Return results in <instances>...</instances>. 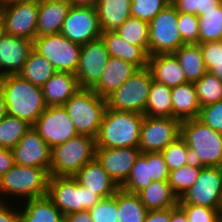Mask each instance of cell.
Instances as JSON below:
<instances>
[{"label": "cell", "mask_w": 222, "mask_h": 222, "mask_svg": "<svg viewBox=\"0 0 222 222\" xmlns=\"http://www.w3.org/2000/svg\"><path fill=\"white\" fill-rule=\"evenodd\" d=\"M137 195L148 211L170 209L179 204V198L168 181H152Z\"/></svg>", "instance_id": "obj_29"}, {"label": "cell", "mask_w": 222, "mask_h": 222, "mask_svg": "<svg viewBox=\"0 0 222 222\" xmlns=\"http://www.w3.org/2000/svg\"><path fill=\"white\" fill-rule=\"evenodd\" d=\"M12 152L15 164L50 170L51 148L33 126L23 135Z\"/></svg>", "instance_id": "obj_17"}, {"label": "cell", "mask_w": 222, "mask_h": 222, "mask_svg": "<svg viewBox=\"0 0 222 222\" xmlns=\"http://www.w3.org/2000/svg\"><path fill=\"white\" fill-rule=\"evenodd\" d=\"M153 76L150 69H139L106 99L108 109L145 114Z\"/></svg>", "instance_id": "obj_8"}, {"label": "cell", "mask_w": 222, "mask_h": 222, "mask_svg": "<svg viewBox=\"0 0 222 222\" xmlns=\"http://www.w3.org/2000/svg\"><path fill=\"white\" fill-rule=\"evenodd\" d=\"M6 115L7 113H6L4 93L0 87V120Z\"/></svg>", "instance_id": "obj_55"}, {"label": "cell", "mask_w": 222, "mask_h": 222, "mask_svg": "<svg viewBox=\"0 0 222 222\" xmlns=\"http://www.w3.org/2000/svg\"><path fill=\"white\" fill-rule=\"evenodd\" d=\"M138 70L135 65L110 56L99 81L91 89L106 98Z\"/></svg>", "instance_id": "obj_21"}, {"label": "cell", "mask_w": 222, "mask_h": 222, "mask_svg": "<svg viewBox=\"0 0 222 222\" xmlns=\"http://www.w3.org/2000/svg\"><path fill=\"white\" fill-rule=\"evenodd\" d=\"M200 108L222 100V81L207 72L194 83Z\"/></svg>", "instance_id": "obj_39"}, {"label": "cell", "mask_w": 222, "mask_h": 222, "mask_svg": "<svg viewBox=\"0 0 222 222\" xmlns=\"http://www.w3.org/2000/svg\"><path fill=\"white\" fill-rule=\"evenodd\" d=\"M3 34H4V28H3L2 20H1V17H0V38Z\"/></svg>", "instance_id": "obj_57"}, {"label": "cell", "mask_w": 222, "mask_h": 222, "mask_svg": "<svg viewBox=\"0 0 222 222\" xmlns=\"http://www.w3.org/2000/svg\"><path fill=\"white\" fill-rule=\"evenodd\" d=\"M60 33L80 45L100 38L102 30L97 8L71 6Z\"/></svg>", "instance_id": "obj_14"}, {"label": "cell", "mask_w": 222, "mask_h": 222, "mask_svg": "<svg viewBox=\"0 0 222 222\" xmlns=\"http://www.w3.org/2000/svg\"><path fill=\"white\" fill-rule=\"evenodd\" d=\"M186 213L188 222H222L220 211L213 208L178 204Z\"/></svg>", "instance_id": "obj_46"}, {"label": "cell", "mask_w": 222, "mask_h": 222, "mask_svg": "<svg viewBox=\"0 0 222 222\" xmlns=\"http://www.w3.org/2000/svg\"><path fill=\"white\" fill-rule=\"evenodd\" d=\"M73 177L102 199L112 197L120 189L96 158L87 162Z\"/></svg>", "instance_id": "obj_20"}, {"label": "cell", "mask_w": 222, "mask_h": 222, "mask_svg": "<svg viewBox=\"0 0 222 222\" xmlns=\"http://www.w3.org/2000/svg\"><path fill=\"white\" fill-rule=\"evenodd\" d=\"M131 0H99L97 12L103 31H116L131 17Z\"/></svg>", "instance_id": "obj_28"}, {"label": "cell", "mask_w": 222, "mask_h": 222, "mask_svg": "<svg viewBox=\"0 0 222 222\" xmlns=\"http://www.w3.org/2000/svg\"><path fill=\"white\" fill-rule=\"evenodd\" d=\"M33 50V40L4 33L0 38V78L18 75Z\"/></svg>", "instance_id": "obj_19"}, {"label": "cell", "mask_w": 222, "mask_h": 222, "mask_svg": "<svg viewBox=\"0 0 222 222\" xmlns=\"http://www.w3.org/2000/svg\"><path fill=\"white\" fill-rule=\"evenodd\" d=\"M64 222H94L88 210L78 211L64 216Z\"/></svg>", "instance_id": "obj_52"}, {"label": "cell", "mask_w": 222, "mask_h": 222, "mask_svg": "<svg viewBox=\"0 0 222 222\" xmlns=\"http://www.w3.org/2000/svg\"><path fill=\"white\" fill-rule=\"evenodd\" d=\"M117 222H144L147 208L137 194L125 192L121 188L116 192Z\"/></svg>", "instance_id": "obj_32"}, {"label": "cell", "mask_w": 222, "mask_h": 222, "mask_svg": "<svg viewBox=\"0 0 222 222\" xmlns=\"http://www.w3.org/2000/svg\"><path fill=\"white\" fill-rule=\"evenodd\" d=\"M101 38L111 57L120 58L138 69L148 67L149 54L142 47L127 43L116 31H103Z\"/></svg>", "instance_id": "obj_24"}, {"label": "cell", "mask_w": 222, "mask_h": 222, "mask_svg": "<svg viewBox=\"0 0 222 222\" xmlns=\"http://www.w3.org/2000/svg\"><path fill=\"white\" fill-rule=\"evenodd\" d=\"M178 12L203 15L205 11L215 9L222 0H171Z\"/></svg>", "instance_id": "obj_45"}, {"label": "cell", "mask_w": 222, "mask_h": 222, "mask_svg": "<svg viewBox=\"0 0 222 222\" xmlns=\"http://www.w3.org/2000/svg\"><path fill=\"white\" fill-rule=\"evenodd\" d=\"M47 196L64 216L89 210L102 199L97 193L79 184L73 176H50Z\"/></svg>", "instance_id": "obj_7"}, {"label": "cell", "mask_w": 222, "mask_h": 222, "mask_svg": "<svg viewBox=\"0 0 222 222\" xmlns=\"http://www.w3.org/2000/svg\"><path fill=\"white\" fill-rule=\"evenodd\" d=\"M202 167L196 162L191 161L185 166L170 171L168 183L179 199L197 180Z\"/></svg>", "instance_id": "obj_38"}, {"label": "cell", "mask_w": 222, "mask_h": 222, "mask_svg": "<svg viewBox=\"0 0 222 222\" xmlns=\"http://www.w3.org/2000/svg\"><path fill=\"white\" fill-rule=\"evenodd\" d=\"M170 222H188L186 213L179 205L170 208Z\"/></svg>", "instance_id": "obj_53"}, {"label": "cell", "mask_w": 222, "mask_h": 222, "mask_svg": "<svg viewBox=\"0 0 222 222\" xmlns=\"http://www.w3.org/2000/svg\"><path fill=\"white\" fill-rule=\"evenodd\" d=\"M199 45L207 71L222 81V40Z\"/></svg>", "instance_id": "obj_41"}, {"label": "cell", "mask_w": 222, "mask_h": 222, "mask_svg": "<svg viewBox=\"0 0 222 222\" xmlns=\"http://www.w3.org/2000/svg\"><path fill=\"white\" fill-rule=\"evenodd\" d=\"M63 106L78 135L97 138L107 108L105 98L92 89L81 88Z\"/></svg>", "instance_id": "obj_5"}, {"label": "cell", "mask_w": 222, "mask_h": 222, "mask_svg": "<svg viewBox=\"0 0 222 222\" xmlns=\"http://www.w3.org/2000/svg\"><path fill=\"white\" fill-rule=\"evenodd\" d=\"M178 30L185 44H199L198 16L178 12Z\"/></svg>", "instance_id": "obj_43"}, {"label": "cell", "mask_w": 222, "mask_h": 222, "mask_svg": "<svg viewBox=\"0 0 222 222\" xmlns=\"http://www.w3.org/2000/svg\"><path fill=\"white\" fill-rule=\"evenodd\" d=\"M12 149L0 148V178L14 166Z\"/></svg>", "instance_id": "obj_50"}, {"label": "cell", "mask_w": 222, "mask_h": 222, "mask_svg": "<svg viewBox=\"0 0 222 222\" xmlns=\"http://www.w3.org/2000/svg\"><path fill=\"white\" fill-rule=\"evenodd\" d=\"M55 72V68L45 57L32 50L19 75L33 85L42 87Z\"/></svg>", "instance_id": "obj_33"}, {"label": "cell", "mask_w": 222, "mask_h": 222, "mask_svg": "<svg viewBox=\"0 0 222 222\" xmlns=\"http://www.w3.org/2000/svg\"><path fill=\"white\" fill-rule=\"evenodd\" d=\"M171 0H131V17L150 22Z\"/></svg>", "instance_id": "obj_42"}, {"label": "cell", "mask_w": 222, "mask_h": 222, "mask_svg": "<svg viewBox=\"0 0 222 222\" xmlns=\"http://www.w3.org/2000/svg\"><path fill=\"white\" fill-rule=\"evenodd\" d=\"M190 150L191 160L203 167H222V133L198 118L181 122V135Z\"/></svg>", "instance_id": "obj_3"}, {"label": "cell", "mask_w": 222, "mask_h": 222, "mask_svg": "<svg viewBox=\"0 0 222 222\" xmlns=\"http://www.w3.org/2000/svg\"><path fill=\"white\" fill-rule=\"evenodd\" d=\"M222 201V167H202L197 180L179 199V204H191L220 209Z\"/></svg>", "instance_id": "obj_12"}, {"label": "cell", "mask_w": 222, "mask_h": 222, "mask_svg": "<svg viewBox=\"0 0 222 222\" xmlns=\"http://www.w3.org/2000/svg\"><path fill=\"white\" fill-rule=\"evenodd\" d=\"M116 33L127 43L142 47L149 54V23L134 17L128 18Z\"/></svg>", "instance_id": "obj_35"}, {"label": "cell", "mask_w": 222, "mask_h": 222, "mask_svg": "<svg viewBox=\"0 0 222 222\" xmlns=\"http://www.w3.org/2000/svg\"><path fill=\"white\" fill-rule=\"evenodd\" d=\"M144 116V114L106 108L96 138V147L138 148Z\"/></svg>", "instance_id": "obj_2"}, {"label": "cell", "mask_w": 222, "mask_h": 222, "mask_svg": "<svg viewBox=\"0 0 222 222\" xmlns=\"http://www.w3.org/2000/svg\"><path fill=\"white\" fill-rule=\"evenodd\" d=\"M150 152L140 153L136 158L128 179L120 186L122 190L131 194H138L151 185Z\"/></svg>", "instance_id": "obj_34"}, {"label": "cell", "mask_w": 222, "mask_h": 222, "mask_svg": "<svg viewBox=\"0 0 222 222\" xmlns=\"http://www.w3.org/2000/svg\"><path fill=\"white\" fill-rule=\"evenodd\" d=\"M172 118L180 122L199 117L200 105L193 82L171 88Z\"/></svg>", "instance_id": "obj_26"}, {"label": "cell", "mask_w": 222, "mask_h": 222, "mask_svg": "<svg viewBox=\"0 0 222 222\" xmlns=\"http://www.w3.org/2000/svg\"><path fill=\"white\" fill-rule=\"evenodd\" d=\"M0 87L4 93L7 115L33 126L47 107L41 87L33 85L19 74L1 77Z\"/></svg>", "instance_id": "obj_1"}, {"label": "cell", "mask_w": 222, "mask_h": 222, "mask_svg": "<svg viewBox=\"0 0 222 222\" xmlns=\"http://www.w3.org/2000/svg\"><path fill=\"white\" fill-rule=\"evenodd\" d=\"M32 126L9 115L0 120V148L13 149Z\"/></svg>", "instance_id": "obj_37"}, {"label": "cell", "mask_w": 222, "mask_h": 222, "mask_svg": "<svg viewBox=\"0 0 222 222\" xmlns=\"http://www.w3.org/2000/svg\"><path fill=\"white\" fill-rule=\"evenodd\" d=\"M116 193L109 198L101 199L88 212L94 222H117Z\"/></svg>", "instance_id": "obj_44"}, {"label": "cell", "mask_w": 222, "mask_h": 222, "mask_svg": "<svg viewBox=\"0 0 222 222\" xmlns=\"http://www.w3.org/2000/svg\"><path fill=\"white\" fill-rule=\"evenodd\" d=\"M70 7L69 1L39 0L36 37L60 33Z\"/></svg>", "instance_id": "obj_22"}, {"label": "cell", "mask_w": 222, "mask_h": 222, "mask_svg": "<svg viewBox=\"0 0 222 222\" xmlns=\"http://www.w3.org/2000/svg\"><path fill=\"white\" fill-rule=\"evenodd\" d=\"M144 115L149 117H172L171 88L153 80Z\"/></svg>", "instance_id": "obj_31"}, {"label": "cell", "mask_w": 222, "mask_h": 222, "mask_svg": "<svg viewBox=\"0 0 222 222\" xmlns=\"http://www.w3.org/2000/svg\"><path fill=\"white\" fill-rule=\"evenodd\" d=\"M177 24L178 11L172 3L149 22V56L174 53L185 45Z\"/></svg>", "instance_id": "obj_9"}, {"label": "cell", "mask_w": 222, "mask_h": 222, "mask_svg": "<svg viewBox=\"0 0 222 222\" xmlns=\"http://www.w3.org/2000/svg\"><path fill=\"white\" fill-rule=\"evenodd\" d=\"M49 178L47 169L14 164L0 178V202L13 198L17 200L19 197L24 201L46 196ZM7 195H10L9 199L4 197Z\"/></svg>", "instance_id": "obj_4"}, {"label": "cell", "mask_w": 222, "mask_h": 222, "mask_svg": "<svg viewBox=\"0 0 222 222\" xmlns=\"http://www.w3.org/2000/svg\"><path fill=\"white\" fill-rule=\"evenodd\" d=\"M33 50L45 57L56 72L76 73L81 45L71 42L61 33L36 37Z\"/></svg>", "instance_id": "obj_10"}, {"label": "cell", "mask_w": 222, "mask_h": 222, "mask_svg": "<svg viewBox=\"0 0 222 222\" xmlns=\"http://www.w3.org/2000/svg\"><path fill=\"white\" fill-rule=\"evenodd\" d=\"M181 135V122L172 117L144 116L139 138L141 153L161 152Z\"/></svg>", "instance_id": "obj_13"}, {"label": "cell", "mask_w": 222, "mask_h": 222, "mask_svg": "<svg viewBox=\"0 0 222 222\" xmlns=\"http://www.w3.org/2000/svg\"><path fill=\"white\" fill-rule=\"evenodd\" d=\"M198 119L213 130L222 133V100L200 108Z\"/></svg>", "instance_id": "obj_47"}, {"label": "cell", "mask_w": 222, "mask_h": 222, "mask_svg": "<svg viewBox=\"0 0 222 222\" xmlns=\"http://www.w3.org/2000/svg\"><path fill=\"white\" fill-rule=\"evenodd\" d=\"M96 139L87 135H77L51 149L49 174L54 176H74L87 162L95 159Z\"/></svg>", "instance_id": "obj_6"}, {"label": "cell", "mask_w": 222, "mask_h": 222, "mask_svg": "<svg viewBox=\"0 0 222 222\" xmlns=\"http://www.w3.org/2000/svg\"><path fill=\"white\" fill-rule=\"evenodd\" d=\"M20 204V222H64L63 213L47 195Z\"/></svg>", "instance_id": "obj_27"}, {"label": "cell", "mask_w": 222, "mask_h": 222, "mask_svg": "<svg viewBox=\"0 0 222 222\" xmlns=\"http://www.w3.org/2000/svg\"><path fill=\"white\" fill-rule=\"evenodd\" d=\"M173 54L185 72L187 82L195 83L208 72L199 44H185Z\"/></svg>", "instance_id": "obj_30"}, {"label": "cell", "mask_w": 222, "mask_h": 222, "mask_svg": "<svg viewBox=\"0 0 222 222\" xmlns=\"http://www.w3.org/2000/svg\"><path fill=\"white\" fill-rule=\"evenodd\" d=\"M144 222H170V209L148 211Z\"/></svg>", "instance_id": "obj_51"}, {"label": "cell", "mask_w": 222, "mask_h": 222, "mask_svg": "<svg viewBox=\"0 0 222 222\" xmlns=\"http://www.w3.org/2000/svg\"><path fill=\"white\" fill-rule=\"evenodd\" d=\"M80 89L76 75L67 72H55L41 87L47 107L63 106Z\"/></svg>", "instance_id": "obj_23"}, {"label": "cell", "mask_w": 222, "mask_h": 222, "mask_svg": "<svg viewBox=\"0 0 222 222\" xmlns=\"http://www.w3.org/2000/svg\"><path fill=\"white\" fill-rule=\"evenodd\" d=\"M109 57L101 37L81 45L75 73L80 88L91 89L99 81Z\"/></svg>", "instance_id": "obj_16"}, {"label": "cell", "mask_w": 222, "mask_h": 222, "mask_svg": "<svg viewBox=\"0 0 222 222\" xmlns=\"http://www.w3.org/2000/svg\"><path fill=\"white\" fill-rule=\"evenodd\" d=\"M39 0H24L0 7L4 33L34 40L38 22Z\"/></svg>", "instance_id": "obj_11"}, {"label": "cell", "mask_w": 222, "mask_h": 222, "mask_svg": "<svg viewBox=\"0 0 222 222\" xmlns=\"http://www.w3.org/2000/svg\"><path fill=\"white\" fill-rule=\"evenodd\" d=\"M199 43L222 40V3L198 16Z\"/></svg>", "instance_id": "obj_36"}, {"label": "cell", "mask_w": 222, "mask_h": 222, "mask_svg": "<svg viewBox=\"0 0 222 222\" xmlns=\"http://www.w3.org/2000/svg\"><path fill=\"white\" fill-rule=\"evenodd\" d=\"M33 128L51 149L78 135L64 106L46 107Z\"/></svg>", "instance_id": "obj_15"}, {"label": "cell", "mask_w": 222, "mask_h": 222, "mask_svg": "<svg viewBox=\"0 0 222 222\" xmlns=\"http://www.w3.org/2000/svg\"><path fill=\"white\" fill-rule=\"evenodd\" d=\"M71 6L76 7H97L99 0H69Z\"/></svg>", "instance_id": "obj_54"}, {"label": "cell", "mask_w": 222, "mask_h": 222, "mask_svg": "<svg viewBox=\"0 0 222 222\" xmlns=\"http://www.w3.org/2000/svg\"><path fill=\"white\" fill-rule=\"evenodd\" d=\"M16 1H24V0H0V7L5 4L11 3V2H16Z\"/></svg>", "instance_id": "obj_56"}, {"label": "cell", "mask_w": 222, "mask_h": 222, "mask_svg": "<svg viewBox=\"0 0 222 222\" xmlns=\"http://www.w3.org/2000/svg\"><path fill=\"white\" fill-rule=\"evenodd\" d=\"M9 202H0V222H20L19 206L17 210V206H11Z\"/></svg>", "instance_id": "obj_49"}, {"label": "cell", "mask_w": 222, "mask_h": 222, "mask_svg": "<svg viewBox=\"0 0 222 222\" xmlns=\"http://www.w3.org/2000/svg\"><path fill=\"white\" fill-rule=\"evenodd\" d=\"M140 153L139 148L133 147H96L95 158L120 187L128 179L136 158Z\"/></svg>", "instance_id": "obj_18"}, {"label": "cell", "mask_w": 222, "mask_h": 222, "mask_svg": "<svg viewBox=\"0 0 222 222\" xmlns=\"http://www.w3.org/2000/svg\"><path fill=\"white\" fill-rule=\"evenodd\" d=\"M219 211H220V217H221V219H222V201H221V206H220Z\"/></svg>", "instance_id": "obj_58"}, {"label": "cell", "mask_w": 222, "mask_h": 222, "mask_svg": "<svg viewBox=\"0 0 222 222\" xmlns=\"http://www.w3.org/2000/svg\"><path fill=\"white\" fill-rule=\"evenodd\" d=\"M170 170L161 152H150V177L152 181H168Z\"/></svg>", "instance_id": "obj_48"}, {"label": "cell", "mask_w": 222, "mask_h": 222, "mask_svg": "<svg viewBox=\"0 0 222 222\" xmlns=\"http://www.w3.org/2000/svg\"><path fill=\"white\" fill-rule=\"evenodd\" d=\"M148 68L153 80L169 88L187 83L185 72L173 53L149 56Z\"/></svg>", "instance_id": "obj_25"}, {"label": "cell", "mask_w": 222, "mask_h": 222, "mask_svg": "<svg viewBox=\"0 0 222 222\" xmlns=\"http://www.w3.org/2000/svg\"><path fill=\"white\" fill-rule=\"evenodd\" d=\"M161 154L170 171L178 169L190 163L191 154L186 141L179 136L174 142L167 145Z\"/></svg>", "instance_id": "obj_40"}]
</instances>
